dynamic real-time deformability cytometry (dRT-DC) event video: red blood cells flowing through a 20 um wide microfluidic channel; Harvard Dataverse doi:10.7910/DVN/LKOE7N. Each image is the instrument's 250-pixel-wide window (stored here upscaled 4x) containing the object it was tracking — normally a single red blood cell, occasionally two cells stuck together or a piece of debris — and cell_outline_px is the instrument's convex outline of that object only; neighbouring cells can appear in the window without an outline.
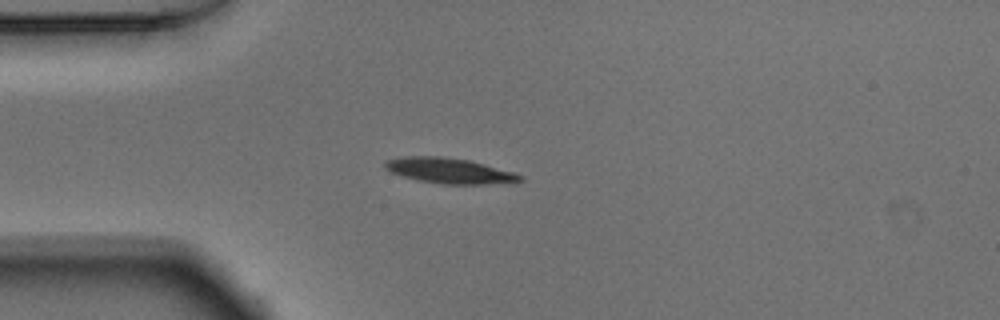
{"species": "Egyptian fruit bat (a non-hibernating species)", "species_latin": "Rousettus aegyptiacus", "temperature_condition": "warm", "stored_images_in_passage": 49, "camera_frame_rate_fps": 3000, "um_per_image_px": 0.085, "animal": {"sex": "male"}, "frame": {"image": 1, "passage_image": 11, "time_ms": 3.333, "image_size_px": [1000, 320], "cell_outline_px": [[524, 180], [516, 184], [440, 184], [416, 180], [392, 172], [384, 168], [384, 164], [388, 160], [404, 156], [440, 156], [468, 160], [484, 164], [512, 172], [524, 176]], "centroid_in_image_um": [38.28, 14.53], "position_along_channel_um": 46.7, "area_um2": 20.17}}
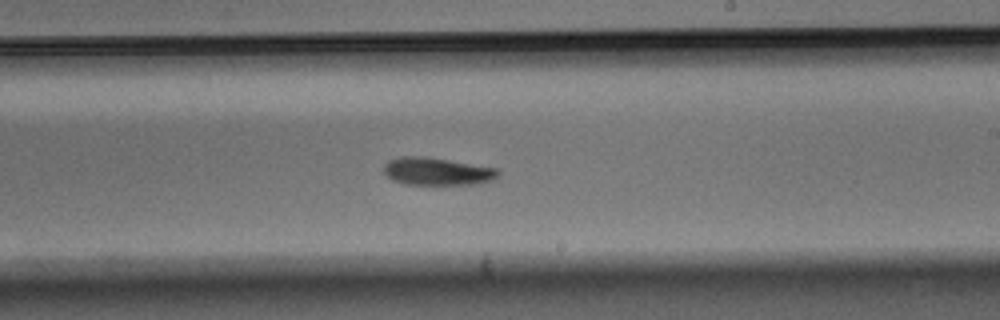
{"frame": {"image": 2, "passage_image": 28, "time_ms": 9.0, "image_size_px": [1000, 320], "cell_outline_px": [[500, 176], [492, 180], [480, 184], [404, 184], [392, 180], [384, 172], [384, 164], [388, 160], [400, 156], [420, 156], [448, 160], [500, 168]], "centroid_in_image_um": [37.19, 14.57], "position_along_channel_um": 251.8, "area_um2": 18.55}}
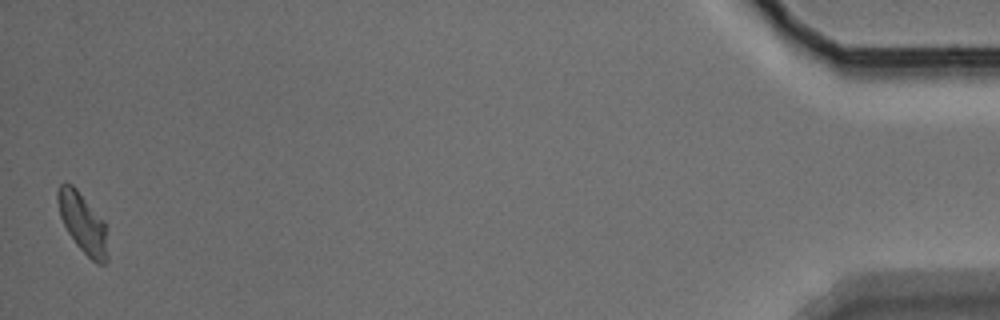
{"frame": {"image": 3, "passage_image": 49, "time_ms": 16.0, "image_size_px": [1000, 320], "cell_outline_px": [[108, 260], [104, 264], [96, 264], [76, 244], [68, 232], [60, 216], [56, 200], [56, 192], [60, 184], [64, 180], [72, 184], [76, 188], [104, 220], [108, 256]], "centroid_in_image_um": [7.02, 18.92], "position_along_channel_um": 428.2, "area_um2": 17.51}, "authors_computed_cell_mechanics": {"area_um2": 18.3804, "velocity_mm_per_s": 3.8578, "shape_relaxation_time_tau1_ms": 3.1734, "shape_relaxation_time_tau2_ms": null, "deformation_change_tau1": 0.1117, "deformation_change_tau2": null}}